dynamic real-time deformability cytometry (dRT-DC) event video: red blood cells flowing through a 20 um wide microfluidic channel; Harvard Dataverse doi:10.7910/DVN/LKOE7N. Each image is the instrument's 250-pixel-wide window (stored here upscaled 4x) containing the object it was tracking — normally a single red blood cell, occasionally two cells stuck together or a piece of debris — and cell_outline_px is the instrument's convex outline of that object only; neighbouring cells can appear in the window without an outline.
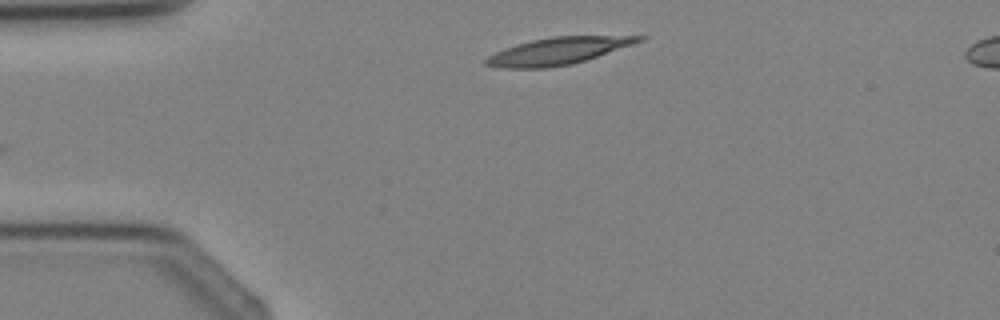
{"species": "Egyptian fruit bat (a non-hibernating species)", "species_latin": "Rousettus aegyptiacus", "temperature_condition": "cold", "stored_images_in_passage": 2, "camera_frame_rate_fps": 3000, "um_per_image_px": 0.085, "animal": {"sex": "female"}, "frame": {"image": 1, "passage_image": 1, "time_ms": 0.0, "image_size_px": [1000, 320], "cell_outline_px": [[648, 36], [644, 40], [572, 64], [548, 68], [504, 68], [484, 64], [484, 60], [488, 56], [504, 48], [516, 44], [532, 40], [552, 36]], "centroid_in_image_um": [47.38, 4.33], "position_along_channel_um": 37.6, "area_um2": 23.76}}